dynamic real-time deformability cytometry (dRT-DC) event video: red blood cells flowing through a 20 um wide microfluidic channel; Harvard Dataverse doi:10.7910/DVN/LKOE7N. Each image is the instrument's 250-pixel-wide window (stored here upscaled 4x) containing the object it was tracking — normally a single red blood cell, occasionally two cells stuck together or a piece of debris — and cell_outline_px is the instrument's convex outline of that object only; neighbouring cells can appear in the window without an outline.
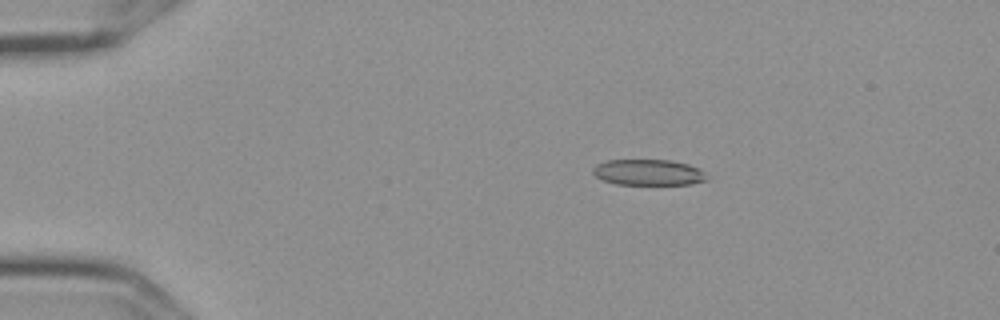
{"species": "Egyptian fruit bat (a non-hibernating species)", "species_latin": "Rousettus aegyptiacus", "temperature_condition": "cold", "stored_images_in_passage": 4, "camera_frame_rate_fps": 3000, "um_per_image_px": 0.085, "frame": {"image": 1, "passage_image": 2, "time_ms": 0.333, "image_size_px": [1000, 320], "cell_outline_px": [[708, 180], [692, 184], [616, 184], [604, 180], [596, 176], [592, 172], [592, 168], [596, 164], [604, 160], [672, 160], [688, 164], [700, 168], [704, 172]], "centroid_in_image_um": [55.12, 14.64], "position_along_channel_um": 29.9, "area_um2": 17.28}}